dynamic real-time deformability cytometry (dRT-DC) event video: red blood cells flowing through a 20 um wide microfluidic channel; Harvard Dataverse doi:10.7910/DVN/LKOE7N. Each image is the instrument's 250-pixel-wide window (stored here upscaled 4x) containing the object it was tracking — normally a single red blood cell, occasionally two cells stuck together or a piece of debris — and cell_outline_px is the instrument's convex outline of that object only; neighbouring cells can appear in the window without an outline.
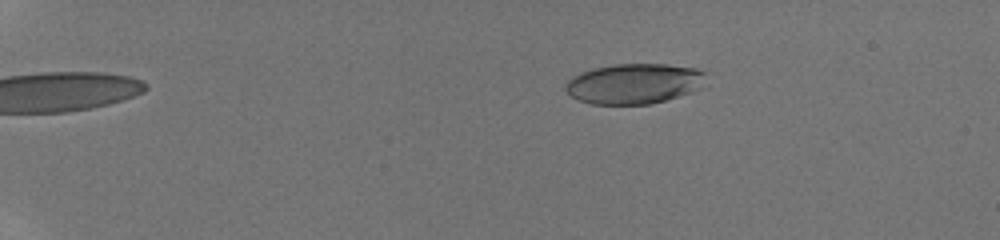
{"species": "human", "species_latin": "Homo sapiens", "temperature_condition": "room temperature", "stored_images_in_passage": 52, "camera_frame_rate_fps": 3000, "um_per_image_px": 0.085, "donor": {"sex": "male"}, "frame": {"image": 1, "passage_image": 11, "time_ms": 3.333, "image_size_px": [1000, 240], "cell_outline_px": [[704, 72], [700, 88], [692, 92], [664, 100], [648, 104], [592, 104], [580, 100], [572, 96], [564, 88], [564, 84], [572, 76], [592, 68], [616, 64], [668, 64], [696, 68]], "centroid_in_image_um": [53.86, 7.1], "position_along_channel_um": 31.1, "area_um2": 32.71}}
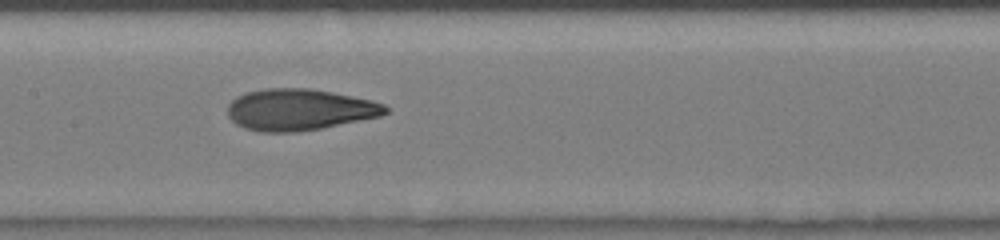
{"frame": {"image": 2, "passage_image": 30, "time_ms": 9.667, "image_size_px": [1000, 240], "cell_outline_px": [[388, 112], [380, 116], [320, 128], [296, 132], [260, 132], [244, 128], [236, 124], [228, 116], [228, 104], [236, 96], [248, 92], [264, 88], [308, 88], [332, 92], [372, 100], [384, 104], [388, 108]], "centroid_in_image_um": [25.42, 9.32], "position_along_channel_um": 182.0, "area_um2": 38.03}}
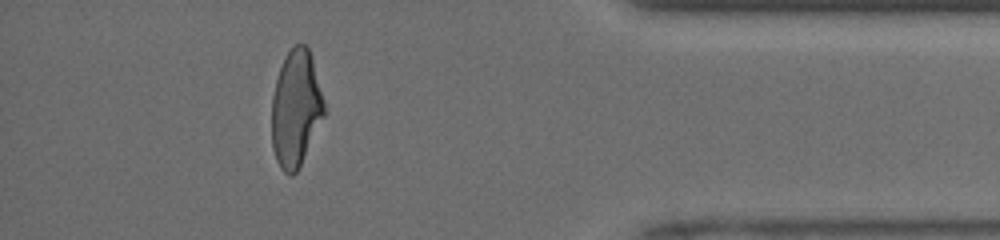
{"frame": {"image": 3, "passage_image": 48, "time_ms": 15.667, "image_size_px": [1000, 240], "cell_outline_px": [[324, 116], [296, 172], [292, 176], [288, 176], [280, 168], [276, 160], [272, 148], [272, 96], [276, 80], [284, 56], [296, 44], [304, 44], [308, 48], [312, 60], [324, 100]], "centroid_in_image_um": [25.12, 9.24], "position_along_channel_um": 410.1, "area_um2": 35.2}, "authors_computed_cell_mechanics": {"area_um2": 36.3562, "velocity_mm_per_s": 4.2366, "shape_relaxation_time_tau1_ms": 5.0144, "shape_relaxation_time_tau2_ms": 1.2417, "deformation_change_tau1": 0.2261, "deformation_change_tau2": 0.0826}}